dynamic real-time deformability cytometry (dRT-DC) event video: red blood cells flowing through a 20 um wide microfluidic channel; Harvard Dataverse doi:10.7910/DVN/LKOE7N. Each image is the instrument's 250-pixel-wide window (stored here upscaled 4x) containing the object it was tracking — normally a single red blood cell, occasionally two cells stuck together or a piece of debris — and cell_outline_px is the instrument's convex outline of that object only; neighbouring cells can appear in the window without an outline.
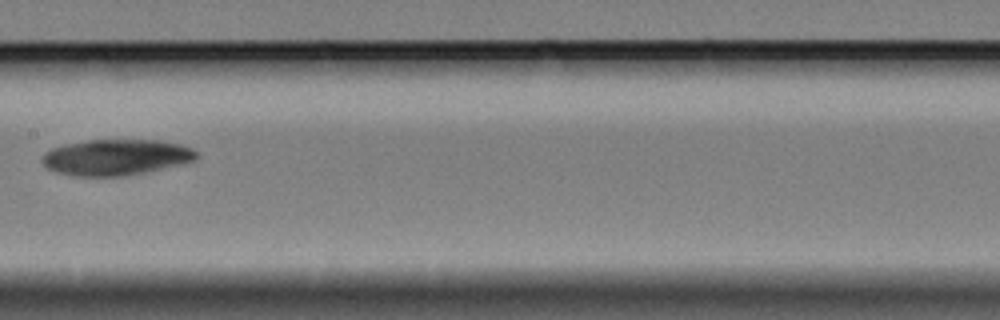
{"species": "Egyptian fruit bat (a non-hibernating species)", "species_latin": "Rousettus aegyptiacus", "temperature_condition": "cold", "stored_images_in_passage": 8, "camera_frame_rate_fps": 3000, "um_per_image_px": 0.085, "animal": {"sex": "female"}, "frame": {"image": 1, "passage_image": 8, "time_ms": 9.667, "image_size_px": [1000, 320], "cell_outline_px": [[200, 156], [196, 160], [160, 168], [120, 176], [76, 176], [56, 172], [48, 168], [40, 160], [44, 152], [52, 148], [64, 144], [88, 140], [160, 140], [180, 144], [192, 148], [200, 152]], "centroid_in_image_um": [9.85, 13.35], "position_along_channel_um": 197.5, "area_um2": 32.19}}